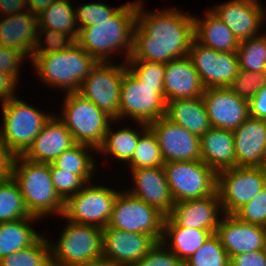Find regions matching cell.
<instances>
[{
    "label": "cell",
    "instance_id": "1",
    "mask_svg": "<svg viewBox=\"0 0 266 266\" xmlns=\"http://www.w3.org/2000/svg\"><path fill=\"white\" fill-rule=\"evenodd\" d=\"M137 2L133 51L128 59L168 63L188 56L194 34V17L167 8L146 12Z\"/></svg>",
    "mask_w": 266,
    "mask_h": 266
},
{
    "label": "cell",
    "instance_id": "2",
    "mask_svg": "<svg viewBox=\"0 0 266 266\" xmlns=\"http://www.w3.org/2000/svg\"><path fill=\"white\" fill-rule=\"evenodd\" d=\"M136 10L137 1L123 4L108 20L82 27L76 42L98 62H111L110 54L120 49L126 51V62L133 51Z\"/></svg>",
    "mask_w": 266,
    "mask_h": 266
},
{
    "label": "cell",
    "instance_id": "3",
    "mask_svg": "<svg viewBox=\"0 0 266 266\" xmlns=\"http://www.w3.org/2000/svg\"><path fill=\"white\" fill-rule=\"evenodd\" d=\"M11 176L18 184L32 216L42 218L52 213L62 215L64 201L54 189L50 164L31 162L17 155L13 160Z\"/></svg>",
    "mask_w": 266,
    "mask_h": 266
},
{
    "label": "cell",
    "instance_id": "4",
    "mask_svg": "<svg viewBox=\"0 0 266 266\" xmlns=\"http://www.w3.org/2000/svg\"><path fill=\"white\" fill-rule=\"evenodd\" d=\"M31 63L44 84L66 89L68 94L79 91L98 61L76 42L66 50L41 54Z\"/></svg>",
    "mask_w": 266,
    "mask_h": 266
},
{
    "label": "cell",
    "instance_id": "5",
    "mask_svg": "<svg viewBox=\"0 0 266 266\" xmlns=\"http://www.w3.org/2000/svg\"><path fill=\"white\" fill-rule=\"evenodd\" d=\"M0 141L14 155H22L54 114L41 112L19 98L1 104Z\"/></svg>",
    "mask_w": 266,
    "mask_h": 266
},
{
    "label": "cell",
    "instance_id": "6",
    "mask_svg": "<svg viewBox=\"0 0 266 266\" xmlns=\"http://www.w3.org/2000/svg\"><path fill=\"white\" fill-rule=\"evenodd\" d=\"M75 143L96 150L102 145L111 122H117L78 92L66 93L61 117Z\"/></svg>",
    "mask_w": 266,
    "mask_h": 266
},
{
    "label": "cell",
    "instance_id": "7",
    "mask_svg": "<svg viewBox=\"0 0 266 266\" xmlns=\"http://www.w3.org/2000/svg\"><path fill=\"white\" fill-rule=\"evenodd\" d=\"M50 244L52 266L86 264L103 257V229L67 220L59 240Z\"/></svg>",
    "mask_w": 266,
    "mask_h": 266
},
{
    "label": "cell",
    "instance_id": "8",
    "mask_svg": "<svg viewBox=\"0 0 266 266\" xmlns=\"http://www.w3.org/2000/svg\"><path fill=\"white\" fill-rule=\"evenodd\" d=\"M164 86L142 84L128 69L121 82L119 121L126 116L149 124L166 115Z\"/></svg>",
    "mask_w": 266,
    "mask_h": 266
},
{
    "label": "cell",
    "instance_id": "9",
    "mask_svg": "<svg viewBox=\"0 0 266 266\" xmlns=\"http://www.w3.org/2000/svg\"><path fill=\"white\" fill-rule=\"evenodd\" d=\"M174 203L206 198L216 192L217 174L202 160L165 162Z\"/></svg>",
    "mask_w": 266,
    "mask_h": 266
},
{
    "label": "cell",
    "instance_id": "10",
    "mask_svg": "<svg viewBox=\"0 0 266 266\" xmlns=\"http://www.w3.org/2000/svg\"><path fill=\"white\" fill-rule=\"evenodd\" d=\"M119 192L107 186H90L86 183L78 193L64 201L61 217L75 224L92 225L103 229L109 223L114 201Z\"/></svg>",
    "mask_w": 266,
    "mask_h": 266
},
{
    "label": "cell",
    "instance_id": "11",
    "mask_svg": "<svg viewBox=\"0 0 266 266\" xmlns=\"http://www.w3.org/2000/svg\"><path fill=\"white\" fill-rule=\"evenodd\" d=\"M165 215L128 192H119L107 227L162 239Z\"/></svg>",
    "mask_w": 266,
    "mask_h": 266
},
{
    "label": "cell",
    "instance_id": "12",
    "mask_svg": "<svg viewBox=\"0 0 266 266\" xmlns=\"http://www.w3.org/2000/svg\"><path fill=\"white\" fill-rule=\"evenodd\" d=\"M266 186L262 167H233L217 173L216 191L223 214L234 215Z\"/></svg>",
    "mask_w": 266,
    "mask_h": 266
},
{
    "label": "cell",
    "instance_id": "13",
    "mask_svg": "<svg viewBox=\"0 0 266 266\" xmlns=\"http://www.w3.org/2000/svg\"><path fill=\"white\" fill-rule=\"evenodd\" d=\"M127 64L115 65L112 62H98L90 74L82 81L78 91L92 101L113 120L119 121L121 82Z\"/></svg>",
    "mask_w": 266,
    "mask_h": 266
},
{
    "label": "cell",
    "instance_id": "14",
    "mask_svg": "<svg viewBox=\"0 0 266 266\" xmlns=\"http://www.w3.org/2000/svg\"><path fill=\"white\" fill-rule=\"evenodd\" d=\"M188 57L191 59L205 89L230 87L239 72L236 51L219 52L193 39Z\"/></svg>",
    "mask_w": 266,
    "mask_h": 266
},
{
    "label": "cell",
    "instance_id": "15",
    "mask_svg": "<svg viewBox=\"0 0 266 266\" xmlns=\"http://www.w3.org/2000/svg\"><path fill=\"white\" fill-rule=\"evenodd\" d=\"M148 127L157 137L164 163L201 160L199 136L166 116L150 122Z\"/></svg>",
    "mask_w": 266,
    "mask_h": 266
},
{
    "label": "cell",
    "instance_id": "16",
    "mask_svg": "<svg viewBox=\"0 0 266 266\" xmlns=\"http://www.w3.org/2000/svg\"><path fill=\"white\" fill-rule=\"evenodd\" d=\"M151 235L103 228V257L115 266H134L156 245Z\"/></svg>",
    "mask_w": 266,
    "mask_h": 266
},
{
    "label": "cell",
    "instance_id": "17",
    "mask_svg": "<svg viewBox=\"0 0 266 266\" xmlns=\"http://www.w3.org/2000/svg\"><path fill=\"white\" fill-rule=\"evenodd\" d=\"M202 98L211 127L233 131L249 117V102L229 87L207 88Z\"/></svg>",
    "mask_w": 266,
    "mask_h": 266
},
{
    "label": "cell",
    "instance_id": "18",
    "mask_svg": "<svg viewBox=\"0 0 266 266\" xmlns=\"http://www.w3.org/2000/svg\"><path fill=\"white\" fill-rule=\"evenodd\" d=\"M232 31L238 41L257 37L266 20V9L258 0H230L210 9Z\"/></svg>",
    "mask_w": 266,
    "mask_h": 266
},
{
    "label": "cell",
    "instance_id": "19",
    "mask_svg": "<svg viewBox=\"0 0 266 266\" xmlns=\"http://www.w3.org/2000/svg\"><path fill=\"white\" fill-rule=\"evenodd\" d=\"M215 234L229 258L266 249V227L242 222L235 215L224 214Z\"/></svg>",
    "mask_w": 266,
    "mask_h": 266
},
{
    "label": "cell",
    "instance_id": "20",
    "mask_svg": "<svg viewBox=\"0 0 266 266\" xmlns=\"http://www.w3.org/2000/svg\"><path fill=\"white\" fill-rule=\"evenodd\" d=\"M223 209L217 191L203 199L176 202L168 215L179 227L205 229L216 233Z\"/></svg>",
    "mask_w": 266,
    "mask_h": 266
},
{
    "label": "cell",
    "instance_id": "21",
    "mask_svg": "<svg viewBox=\"0 0 266 266\" xmlns=\"http://www.w3.org/2000/svg\"><path fill=\"white\" fill-rule=\"evenodd\" d=\"M130 170L135 188L127 192L168 216L172 211L174 200L163 166Z\"/></svg>",
    "mask_w": 266,
    "mask_h": 266
},
{
    "label": "cell",
    "instance_id": "22",
    "mask_svg": "<svg viewBox=\"0 0 266 266\" xmlns=\"http://www.w3.org/2000/svg\"><path fill=\"white\" fill-rule=\"evenodd\" d=\"M53 115L21 155L35 163H52L63 151L75 144L65 124Z\"/></svg>",
    "mask_w": 266,
    "mask_h": 266
},
{
    "label": "cell",
    "instance_id": "23",
    "mask_svg": "<svg viewBox=\"0 0 266 266\" xmlns=\"http://www.w3.org/2000/svg\"><path fill=\"white\" fill-rule=\"evenodd\" d=\"M232 132L236 166L261 167L266 156V121L249 116Z\"/></svg>",
    "mask_w": 266,
    "mask_h": 266
},
{
    "label": "cell",
    "instance_id": "24",
    "mask_svg": "<svg viewBox=\"0 0 266 266\" xmlns=\"http://www.w3.org/2000/svg\"><path fill=\"white\" fill-rule=\"evenodd\" d=\"M205 91L191 59L186 56L166 63L164 92L166 102L202 97Z\"/></svg>",
    "mask_w": 266,
    "mask_h": 266
},
{
    "label": "cell",
    "instance_id": "25",
    "mask_svg": "<svg viewBox=\"0 0 266 266\" xmlns=\"http://www.w3.org/2000/svg\"><path fill=\"white\" fill-rule=\"evenodd\" d=\"M38 16L30 11L4 16L0 20V45L30 55L35 45Z\"/></svg>",
    "mask_w": 266,
    "mask_h": 266
},
{
    "label": "cell",
    "instance_id": "26",
    "mask_svg": "<svg viewBox=\"0 0 266 266\" xmlns=\"http://www.w3.org/2000/svg\"><path fill=\"white\" fill-rule=\"evenodd\" d=\"M201 160L216 174L236 167L235 142L231 130L211 127L200 137Z\"/></svg>",
    "mask_w": 266,
    "mask_h": 266
},
{
    "label": "cell",
    "instance_id": "27",
    "mask_svg": "<svg viewBox=\"0 0 266 266\" xmlns=\"http://www.w3.org/2000/svg\"><path fill=\"white\" fill-rule=\"evenodd\" d=\"M212 234L205 229L179 227L169 216H165L161 242L166 247L170 245L168 249L184 263Z\"/></svg>",
    "mask_w": 266,
    "mask_h": 266
},
{
    "label": "cell",
    "instance_id": "28",
    "mask_svg": "<svg viewBox=\"0 0 266 266\" xmlns=\"http://www.w3.org/2000/svg\"><path fill=\"white\" fill-rule=\"evenodd\" d=\"M165 116L199 137L211 128L202 97L168 101Z\"/></svg>",
    "mask_w": 266,
    "mask_h": 266
},
{
    "label": "cell",
    "instance_id": "29",
    "mask_svg": "<svg viewBox=\"0 0 266 266\" xmlns=\"http://www.w3.org/2000/svg\"><path fill=\"white\" fill-rule=\"evenodd\" d=\"M203 20L194 17L195 39L202 45L219 52L237 51L239 41L227 25L210 9Z\"/></svg>",
    "mask_w": 266,
    "mask_h": 266
},
{
    "label": "cell",
    "instance_id": "30",
    "mask_svg": "<svg viewBox=\"0 0 266 266\" xmlns=\"http://www.w3.org/2000/svg\"><path fill=\"white\" fill-rule=\"evenodd\" d=\"M38 219L30 216L0 223V259L31 246L41 236L29 224Z\"/></svg>",
    "mask_w": 266,
    "mask_h": 266
},
{
    "label": "cell",
    "instance_id": "31",
    "mask_svg": "<svg viewBox=\"0 0 266 266\" xmlns=\"http://www.w3.org/2000/svg\"><path fill=\"white\" fill-rule=\"evenodd\" d=\"M70 0H56L38 16L39 28L53 29L71 35L77 40L79 28ZM76 27V28H75Z\"/></svg>",
    "mask_w": 266,
    "mask_h": 266
},
{
    "label": "cell",
    "instance_id": "32",
    "mask_svg": "<svg viewBox=\"0 0 266 266\" xmlns=\"http://www.w3.org/2000/svg\"><path fill=\"white\" fill-rule=\"evenodd\" d=\"M97 151L94 147L75 143L69 149L63 151L52 164L62 170L78 174L86 183L91 184V178L95 171V160L89 150ZM90 154V155H89ZM93 173V174H92Z\"/></svg>",
    "mask_w": 266,
    "mask_h": 266
},
{
    "label": "cell",
    "instance_id": "33",
    "mask_svg": "<svg viewBox=\"0 0 266 266\" xmlns=\"http://www.w3.org/2000/svg\"><path fill=\"white\" fill-rule=\"evenodd\" d=\"M142 132L139 136L136 149L131 161L127 164L129 169L153 168L164 165L161 149L156 135L148 127V124L137 122Z\"/></svg>",
    "mask_w": 266,
    "mask_h": 266
},
{
    "label": "cell",
    "instance_id": "34",
    "mask_svg": "<svg viewBox=\"0 0 266 266\" xmlns=\"http://www.w3.org/2000/svg\"><path fill=\"white\" fill-rule=\"evenodd\" d=\"M109 125L102 145L97 149V153L111 154L117 160L125 161L127 164L131 161L136 145L141 134L130 128H122L114 131Z\"/></svg>",
    "mask_w": 266,
    "mask_h": 266
},
{
    "label": "cell",
    "instance_id": "35",
    "mask_svg": "<svg viewBox=\"0 0 266 266\" xmlns=\"http://www.w3.org/2000/svg\"><path fill=\"white\" fill-rule=\"evenodd\" d=\"M41 235L31 246L0 259V266H52L51 244Z\"/></svg>",
    "mask_w": 266,
    "mask_h": 266
},
{
    "label": "cell",
    "instance_id": "36",
    "mask_svg": "<svg viewBox=\"0 0 266 266\" xmlns=\"http://www.w3.org/2000/svg\"><path fill=\"white\" fill-rule=\"evenodd\" d=\"M30 216L19 186L12 176L0 182V223Z\"/></svg>",
    "mask_w": 266,
    "mask_h": 266
},
{
    "label": "cell",
    "instance_id": "37",
    "mask_svg": "<svg viewBox=\"0 0 266 266\" xmlns=\"http://www.w3.org/2000/svg\"><path fill=\"white\" fill-rule=\"evenodd\" d=\"M239 68L255 73H264L266 61V33L257 37L239 41L236 51Z\"/></svg>",
    "mask_w": 266,
    "mask_h": 266
},
{
    "label": "cell",
    "instance_id": "38",
    "mask_svg": "<svg viewBox=\"0 0 266 266\" xmlns=\"http://www.w3.org/2000/svg\"><path fill=\"white\" fill-rule=\"evenodd\" d=\"M184 266H230V258L220 239L212 234L209 239L186 261Z\"/></svg>",
    "mask_w": 266,
    "mask_h": 266
},
{
    "label": "cell",
    "instance_id": "39",
    "mask_svg": "<svg viewBox=\"0 0 266 266\" xmlns=\"http://www.w3.org/2000/svg\"><path fill=\"white\" fill-rule=\"evenodd\" d=\"M44 35L45 44L42 43L43 39L41 36ZM42 40V41H41ZM76 40L68 34L63 32H58L53 29L38 28L35 45L33 46L30 62H32L37 56L41 54H49L53 52H58L61 50H66L70 48Z\"/></svg>",
    "mask_w": 266,
    "mask_h": 266
},
{
    "label": "cell",
    "instance_id": "40",
    "mask_svg": "<svg viewBox=\"0 0 266 266\" xmlns=\"http://www.w3.org/2000/svg\"><path fill=\"white\" fill-rule=\"evenodd\" d=\"M126 64H128L127 69L142 82V84L164 86L165 63L127 59Z\"/></svg>",
    "mask_w": 266,
    "mask_h": 266
},
{
    "label": "cell",
    "instance_id": "41",
    "mask_svg": "<svg viewBox=\"0 0 266 266\" xmlns=\"http://www.w3.org/2000/svg\"><path fill=\"white\" fill-rule=\"evenodd\" d=\"M50 175L54 189L63 201L78 193L86 184L78 174L57 168L52 163H50Z\"/></svg>",
    "mask_w": 266,
    "mask_h": 266
},
{
    "label": "cell",
    "instance_id": "42",
    "mask_svg": "<svg viewBox=\"0 0 266 266\" xmlns=\"http://www.w3.org/2000/svg\"><path fill=\"white\" fill-rule=\"evenodd\" d=\"M122 6L112 8L106 3L81 4L75 10L76 20L79 30L84 26L96 24V21L108 20L114 16Z\"/></svg>",
    "mask_w": 266,
    "mask_h": 266
},
{
    "label": "cell",
    "instance_id": "43",
    "mask_svg": "<svg viewBox=\"0 0 266 266\" xmlns=\"http://www.w3.org/2000/svg\"><path fill=\"white\" fill-rule=\"evenodd\" d=\"M265 81L266 76L264 73L239 70L229 88L238 97L249 102L257 94Z\"/></svg>",
    "mask_w": 266,
    "mask_h": 266
},
{
    "label": "cell",
    "instance_id": "44",
    "mask_svg": "<svg viewBox=\"0 0 266 266\" xmlns=\"http://www.w3.org/2000/svg\"><path fill=\"white\" fill-rule=\"evenodd\" d=\"M234 215L242 222L266 227V186Z\"/></svg>",
    "mask_w": 266,
    "mask_h": 266
},
{
    "label": "cell",
    "instance_id": "45",
    "mask_svg": "<svg viewBox=\"0 0 266 266\" xmlns=\"http://www.w3.org/2000/svg\"><path fill=\"white\" fill-rule=\"evenodd\" d=\"M134 266H184V263L160 241Z\"/></svg>",
    "mask_w": 266,
    "mask_h": 266
},
{
    "label": "cell",
    "instance_id": "46",
    "mask_svg": "<svg viewBox=\"0 0 266 266\" xmlns=\"http://www.w3.org/2000/svg\"><path fill=\"white\" fill-rule=\"evenodd\" d=\"M26 54L0 45V72L11 75L16 81L19 78V66L26 60Z\"/></svg>",
    "mask_w": 266,
    "mask_h": 266
},
{
    "label": "cell",
    "instance_id": "47",
    "mask_svg": "<svg viewBox=\"0 0 266 266\" xmlns=\"http://www.w3.org/2000/svg\"><path fill=\"white\" fill-rule=\"evenodd\" d=\"M230 266H266V249L235 255L230 258Z\"/></svg>",
    "mask_w": 266,
    "mask_h": 266
},
{
    "label": "cell",
    "instance_id": "48",
    "mask_svg": "<svg viewBox=\"0 0 266 266\" xmlns=\"http://www.w3.org/2000/svg\"><path fill=\"white\" fill-rule=\"evenodd\" d=\"M249 116L266 121V81L249 101Z\"/></svg>",
    "mask_w": 266,
    "mask_h": 266
},
{
    "label": "cell",
    "instance_id": "49",
    "mask_svg": "<svg viewBox=\"0 0 266 266\" xmlns=\"http://www.w3.org/2000/svg\"><path fill=\"white\" fill-rule=\"evenodd\" d=\"M17 82L11 75L0 72V100L2 104L17 97L14 94Z\"/></svg>",
    "mask_w": 266,
    "mask_h": 266
},
{
    "label": "cell",
    "instance_id": "50",
    "mask_svg": "<svg viewBox=\"0 0 266 266\" xmlns=\"http://www.w3.org/2000/svg\"><path fill=\"white\" fill-rule=\"evenodd\" d=\"M14 157L15 156L0 141V182L11 177Z\"/></svg>",
    "mask_w": 266,
    "mask_h": 266
},
{
    "label": "cell",
    "instance_id": "51",
    "mask_svg": "<svg viewBox=\"0 0 266 266\" xmlns=\"http://www.w3.org/2000/svg\"><path fill=\"white\" fill-rule=\"evenodd\" d=\"M26 11H27L26 0H0V15L2 13L3 17L5 15L8 16L17 13H23Z\"/></svg>",
    "mask_w": 266,
    "mask_h": 266
},
{
    "label": "cell",
    "instance_id": "52",
    "mask_svg": "<svg viewBox=\"0 0 266 266\" xmlns=\"http://www.w3.org/2000/svg\"><path fill=\"white\" fill-rule=\"evenodd\" d=\"M56 0H26L27 10L32 14L39 15L43 10H45L51 3Z\"/></svg>",
    "mask_w": 266,
    "mask_h": 266
},
{
    "label": "cell",
    "instance_id": "53",
    "mask_svg": "<svg viewBox=\"0 0 266 266\" xmlns=\"http://www.w3.org/2000/svg\"><path fill=\"white\" fill-rule=\"evenodd\" d=\"M77 266H115L108 260L101 258L99 260H95L86 264L77 265Z\"/></svg>",
    "mask_w": 266,
    "mask_h": 266
},
{
    "label": "cell",
    "instance_id": "54",
    "mask_svg": "<svg viewBox=\"0 0 266 266\" xmlns=\"http://www.w3.org/2000/svg\"><path fill=\"white\" fill-rule=\"evenodd\" d=\"M262 169L264 170V173H265V175H266V156H265V159H264V162H263V164H262Z\"/></svg>",
    "mask_w": 266,
    "mask_h": 266
},
{
    "label": "cell",
    "instance_id": "55",
    "mask_svg": "<svg viewBox=\"0 0 266 266\" xmlns=\"http://www.w3.org/2000/svg\"><path fill=\"white\" fill-rule=\"evenodd\" d=\"M264 74H265V76H266V61H265Z\"/></svg>",
    "mask_w": 266,
    "mask_h": 266
}]
</instances>
